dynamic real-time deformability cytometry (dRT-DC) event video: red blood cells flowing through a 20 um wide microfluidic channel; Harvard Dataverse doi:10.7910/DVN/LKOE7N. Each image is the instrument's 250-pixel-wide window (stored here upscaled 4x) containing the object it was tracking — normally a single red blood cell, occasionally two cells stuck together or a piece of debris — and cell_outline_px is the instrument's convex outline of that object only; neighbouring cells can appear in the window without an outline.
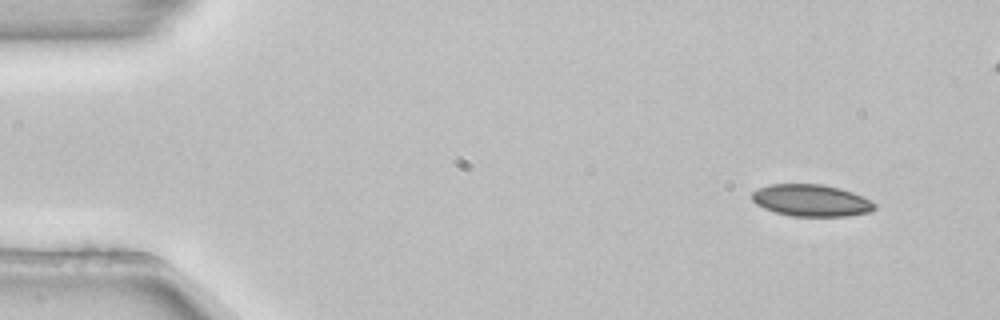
{"species": "common noctule bat (a hibernating species)", "species_latin": "Nyctalus noctula", "temperature_condition": "room temperature", "stored_images_in_passage": 4, "camera_frame_rate_fps": 3000, "um_per_image_px": 0.085, "animal": {"sex": "female", "body_mass_g": 22.7, "forearm_length_mm": 54.2}, "frame": {"image": 1, "passage_image": 1, "time_ms": 0.0, "image_size_px": [1000, 320], "cell_outline_px": [[876, 208], [872, 212], [848, 216], [792, 216], [776, 212], [764, 208], [756, 204], [752, 200], [752, 192], [768, 184], [824, 184], [840, 188], [852, 192], [876, 204]], "centroid_in_image_um": [68.96, 17.04], "position_along_channel_um": 16.0, "area_um2": 22.77}}